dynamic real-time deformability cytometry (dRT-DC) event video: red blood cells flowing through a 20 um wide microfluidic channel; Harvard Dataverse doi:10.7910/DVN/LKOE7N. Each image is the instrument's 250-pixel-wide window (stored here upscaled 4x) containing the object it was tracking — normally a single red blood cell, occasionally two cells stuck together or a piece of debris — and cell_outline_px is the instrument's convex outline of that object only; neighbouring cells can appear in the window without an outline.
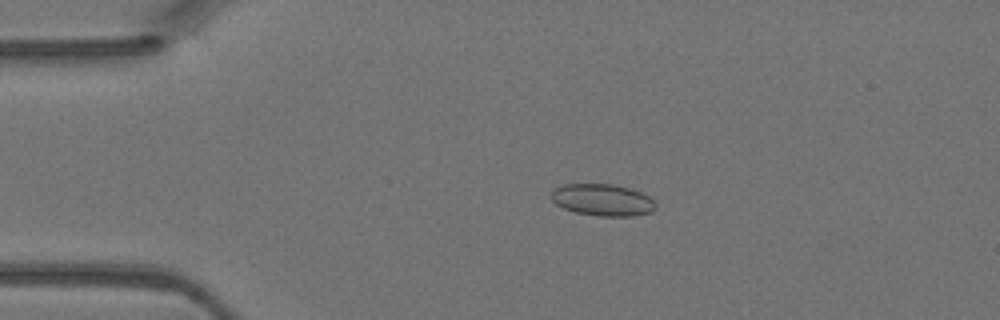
{"species": "Egyptian fruit bat (a non-hibernating species)", "species_latin": "Rousettus aegyptiacus", "temperature_condition": "warm", "stored_images_in_passage": 46, "camera_frame_rate_fps": 3000, "um_per_image_px": 0.085, "animal": {"sex": "female"}, "frame": {"image": 1, "passage_image": 10, "time_ms": 3.0, "image_size_px": [1000, 320], "cell_outline_px": [[656, 208], [652, 212], [632, 216], [600, 216], [576, 212], [564, 208], [556, 204], [552, 200], [552, 192], [556, 188], [564, 184], [612, 184], [632, 188], [648, 196], [656, 204]], "centroid_in_image_um": [51.25, 16.99], "position_along_channel_um": 33.8, "area_um2": 19.31}}
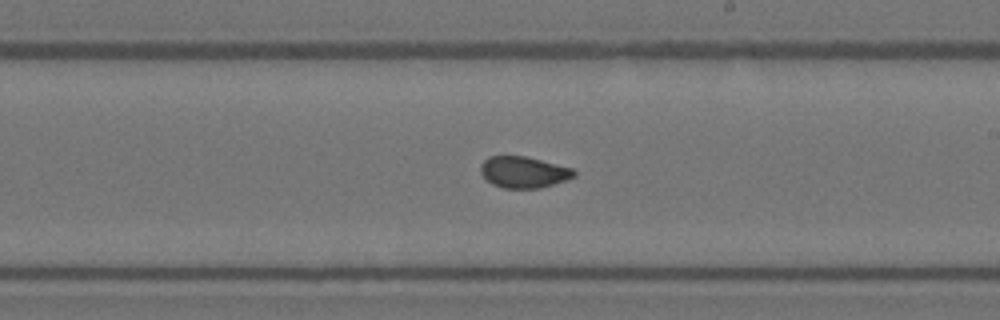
{"frame": {"image": 2, "passage_image": 27, "time_ms": 8.667, "image_size_px": [1000, 320], "cell_outline_px": [[576, 176], [568, 180], [540, 188], [504, 188], [492, 184], [480, 172], [480, 164], [488, 156], [524, 156], [572, 168], [576, 172]], "centroid_in_image_um": [44.51, 14.63], "position_along_channel_um": 244.5, "area_um2": 17.05}}
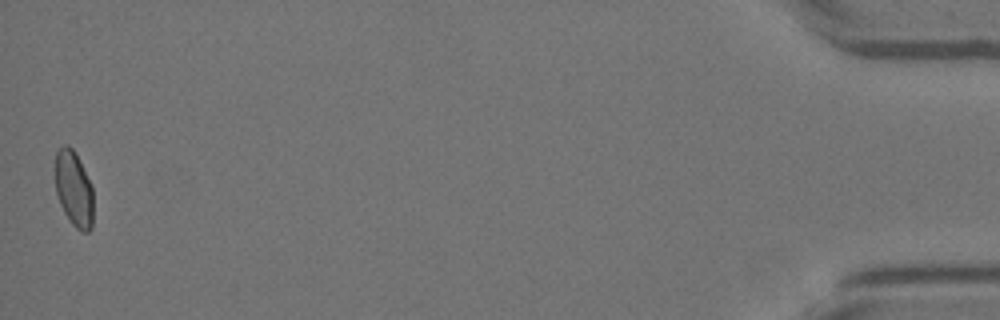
{"frame": {"image": 3, "passage_image": 46, "time_ms": 15.0, "image_size_px": [1000, 320], "cell_outline_px": [[92, 228], [88, 232], [80, 232], [72, 224], [64, 212], [60, 204], [56, 192], [56, 152], [64, 144], [68, 144], [72, 148], [92, 188]], "centroid_in_image_um": [6.26, 16.1], "position_along_channel_um": 428.9, "area_um2": 16.36}}